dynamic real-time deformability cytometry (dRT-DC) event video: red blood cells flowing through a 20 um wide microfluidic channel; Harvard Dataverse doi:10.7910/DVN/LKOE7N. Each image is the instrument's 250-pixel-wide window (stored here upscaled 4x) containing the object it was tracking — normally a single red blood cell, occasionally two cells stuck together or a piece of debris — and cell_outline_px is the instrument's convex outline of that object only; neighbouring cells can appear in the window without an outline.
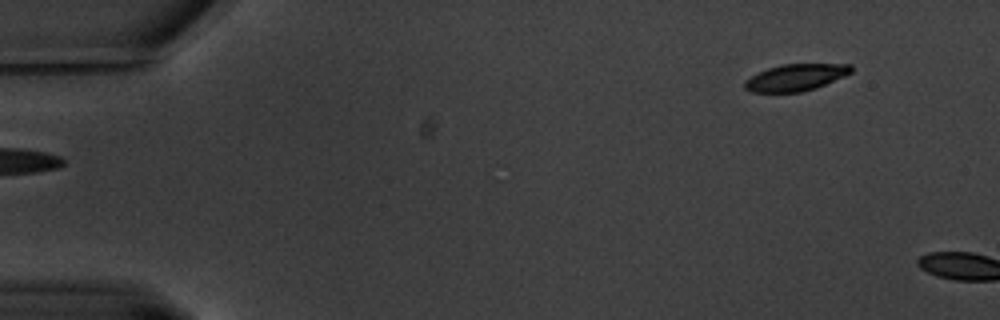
{"species": "common noctule bat (a hibernating species)", "species_latin": "Nyctalus noctula", "temperature_condition": "warm", "stored_images_in_passage": 5, "camera_frame_rate_fps": 3000, "um_per_image_px": 0.085, "animal": {"sex": "male", "body_mass_g": 20.1, "forearm_length_mm": 53.5}, "frame": {"image": 1, "passage_image": 3, "time_ms": 0.667, "image_size_px": [1000, 320], "cell_outline_px": [[852, 72], [844, 76], [816, 88], [800, 92], [752, 92], [744, 88], [744, 80], [768, 68], [780, 64], [852, 64]], "centroid_in_image_um": [67.63, 6.58], "position_along_channel_um": 17.4, "area_um2": 16.53}}